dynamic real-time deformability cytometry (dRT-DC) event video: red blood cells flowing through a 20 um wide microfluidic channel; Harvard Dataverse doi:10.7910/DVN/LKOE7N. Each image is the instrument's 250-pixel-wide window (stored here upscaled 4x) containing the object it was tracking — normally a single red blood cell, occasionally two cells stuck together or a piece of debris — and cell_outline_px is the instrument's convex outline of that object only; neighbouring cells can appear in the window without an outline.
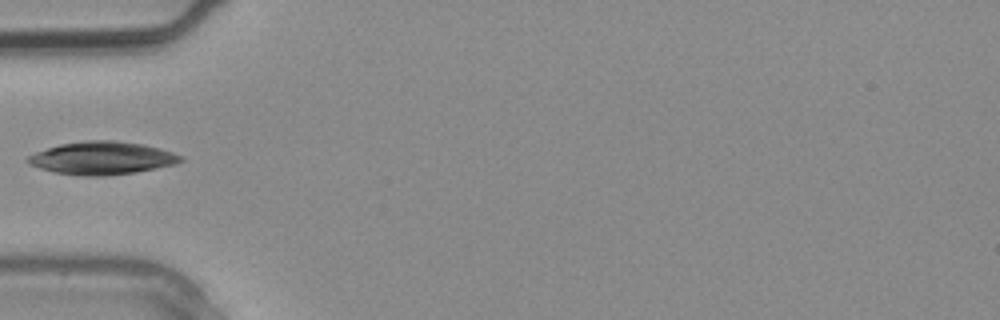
{"species": "common noctule bat (a hibernating species)", "species_latin": "Nyctalus noctula", "temperature_condition": "warm", "stored_images_in_passage": 4, "camera_frame_rate_fps": 3000, "um_per_image_px": 0.085, "animal": {"sex": "male", "body_mass_g": 20.4}, "frame": {"image": 1, "passage_image": 4, "time_ms": 1.0, "image_size_px": [1000, 320], "cell_outline_px": [[184, 160], [176, 164], [136, 172], [104, 176], [84, 176], [56, 172], [40, 168], [28, 164], [24, 160], [28, 156], [36, 152], [60, 144], [88, 140], [116, 140], [144, 144], [160, 148], [184, 156]], "centroid_in_image_um": [8.7, 13.43], "position_along_channel_um": 76.3, "area_um2": 29.36}}